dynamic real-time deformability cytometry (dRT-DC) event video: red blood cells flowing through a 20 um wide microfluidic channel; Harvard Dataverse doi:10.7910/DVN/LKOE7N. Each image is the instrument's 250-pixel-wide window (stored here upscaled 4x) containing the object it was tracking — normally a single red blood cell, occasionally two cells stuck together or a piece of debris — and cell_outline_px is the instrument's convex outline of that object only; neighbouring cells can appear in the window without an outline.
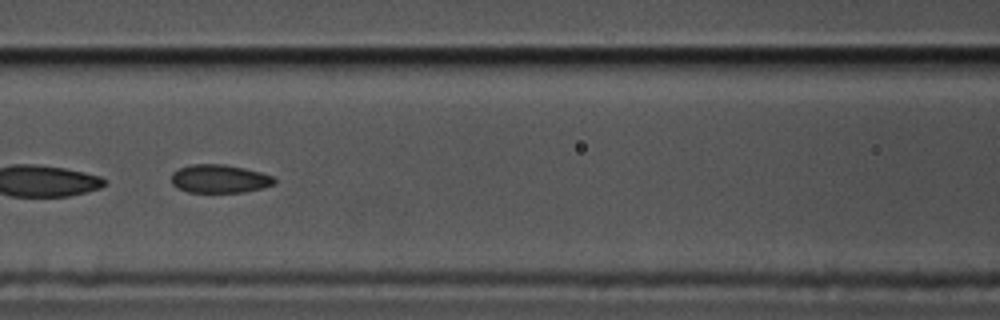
{"species": "common noctule bat (a hibernating species)", "species_latin": "Nyctalus noctula", "temperature_condition": "cold", "stored_images_in_passage": 55, "segment_of_instrument_passage": [2, 2], "camera_frame_rate_fps": 3000, "um_per_image_px": 0.085, "animal": {"sex": "male", "body_mass_g": 17.5, "forearm_length_mm": 52.3}, "frame": {"image": 1, "passage_image": 24, "time_ms": 7.667, "image_size_px": [1000, 320], "cell_outline_px": [[276, 184], [264, 188], [244, 192], [188, 192], [176, 188], [172, 184], [172, 172], [180, 168], [192, 164], [224, 164], [244, 168], [260, 172], [272, 176], [276, 180]], "centroid_in_image_um": [18.67, 15.2], "position_along_channel_um": 147.9, "area_um2": 17.11}}
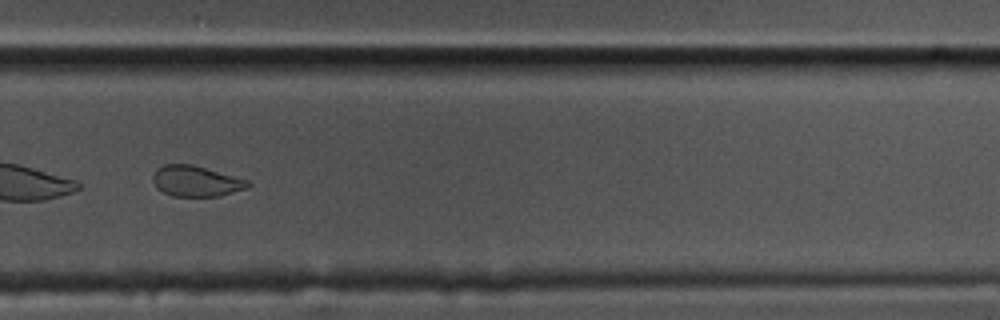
{"frame": {"image": 2, "passage_image": 38, "time_ms": 12.333, "image_size_px": [1000, 320], "cell_outline_px": [[252, 184], [248, 188], [220, 196], [172, 196], [156, 188], [152, 180], [152, 176], [156, 168], [164, 164], [192, 164], [248, 180]], "centroid_in_image_um": [16.65, 15.39], "position_along_channel_um": 313.2, "area_um2": 17.11}}
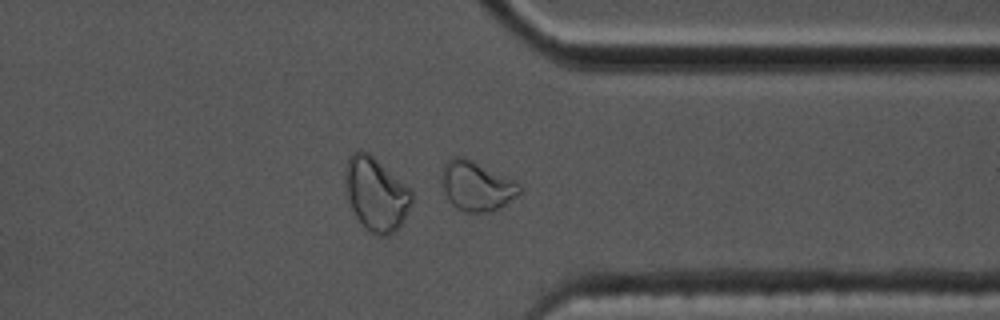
{"frame": {"image": 3, "passage_image": 43, "time_ms": 14.0, "image_size_px": [1000, 320], "cell_outline_px": [[524, 188], [516, 196], [500, 208], [492, 212], [464, 212], [456, 208], [448, 200], [444, 192], [440, 180], [440, 172], [444, 164], [452, 156], [460, 156], [472, 160], [520, 184]], "centroid_in_image_um": [40.46, 15.82], "position_along_channel_um": 370.9, "area_um2": 22.6}}